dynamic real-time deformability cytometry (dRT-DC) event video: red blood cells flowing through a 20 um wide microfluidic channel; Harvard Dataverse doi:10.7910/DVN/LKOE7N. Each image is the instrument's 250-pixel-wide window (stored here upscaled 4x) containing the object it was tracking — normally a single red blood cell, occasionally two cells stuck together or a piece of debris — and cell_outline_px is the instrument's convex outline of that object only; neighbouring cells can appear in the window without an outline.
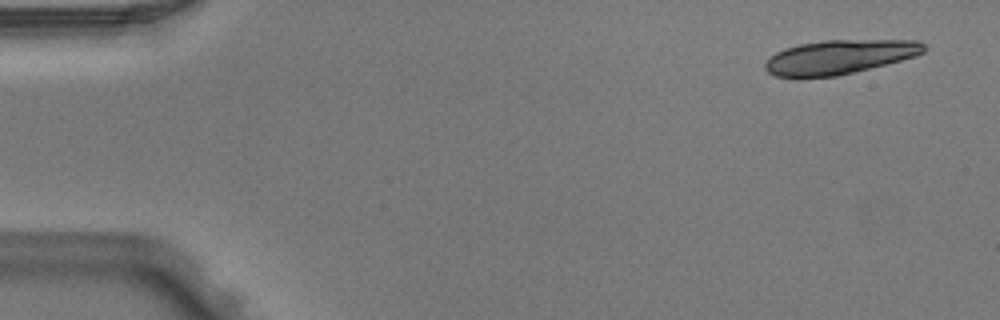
{"species": "Egyptian fruit bat (a non-hibernating species)", "species_latin": "Rousettus aegyptiacus", "temperature_condition": "warm", "stored_images_in_passage": 4, "camera_frame_rate_fps": 3000, "um_per_image_px": 0.085, "animal": {"sex": "male"}, "frame": {"image": 1, "passage_image": 1, "time_ms": 0.0, "image_size_px": [1000, 320], "cell_outline_px": [[928, 48], [924, 52], [916, 56], [836, 76], [796, 80], [776, 76], [768, 72], [764, 68], [764, 64], [776, 52], [784, 48], [800, 44], [824, 40], [920, 40]], "centroid_in_image_um": [71.3, 4.86], "position_along_channel_um": 13.7, "area_um2": 32.02}}